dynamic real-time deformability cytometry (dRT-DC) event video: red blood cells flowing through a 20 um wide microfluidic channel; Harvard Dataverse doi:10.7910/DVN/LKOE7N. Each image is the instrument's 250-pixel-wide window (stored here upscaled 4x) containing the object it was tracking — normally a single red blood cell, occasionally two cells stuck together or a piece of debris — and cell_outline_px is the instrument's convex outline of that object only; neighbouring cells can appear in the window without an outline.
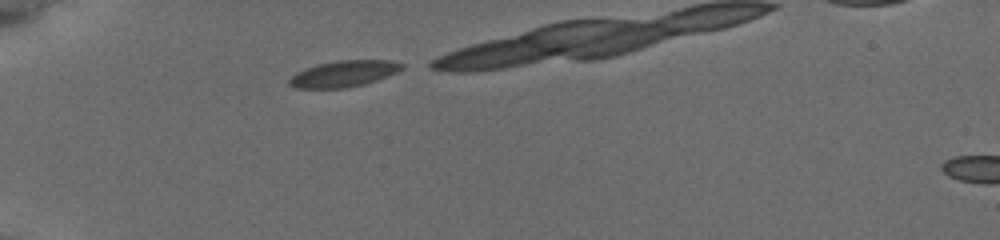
{"species": "common noctule bat (a hibernating species)", "species_latin": "Nyctalus noctula", "temperature_condition": "cold", "stored_images_in_passage": 10, "camera_frame_rate_fps": 3000, "um_per_image_px": 0.085, "animal": {"sex": "female", "body_mass_g": 19.5, "forearm_length_mm": 54.1}, "frame": {"image": 1, "passage_image": 1, "time_ms": 0.0, "image_size_px": [1000, 240], "cell_outline_px": [[404, 68], [396, 72], [376, 80], [364, 84], [344, 88], [296, 88], [288, 84], [288, 80], [296, 72], [316, 64], [336, 60], [388, 60], [404, 64]], "centroid_in_image_um": [29.19, 6.26], "position_along_channel_um": 55.8, "area_um2": 17.17}}
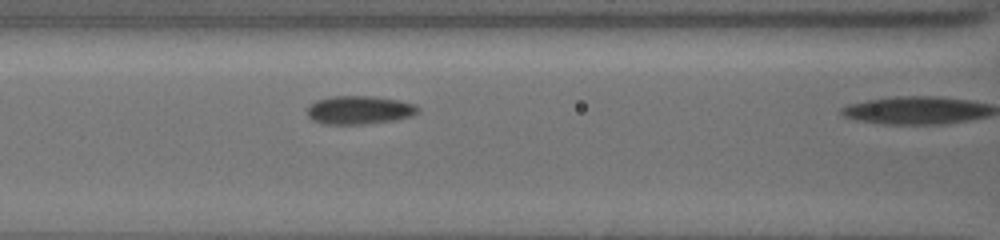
{"frame": {"image": 2, "passage_image": 9, "time_ms": 2.667, "image_size_px": [1000, 240], "cell_outline_px": [[420, 108], [412, 116], [396, 120], [364, 124], [324, 124], [312, 120], [308, 116], [308, 104], [316, 100], [332, 96], [372, 96], [400, 100], [416, 104]], "centroid_in_image_um": [30.54, 9.35], "position_along_channel_um": 136.1, "area_um2": 18.5}}